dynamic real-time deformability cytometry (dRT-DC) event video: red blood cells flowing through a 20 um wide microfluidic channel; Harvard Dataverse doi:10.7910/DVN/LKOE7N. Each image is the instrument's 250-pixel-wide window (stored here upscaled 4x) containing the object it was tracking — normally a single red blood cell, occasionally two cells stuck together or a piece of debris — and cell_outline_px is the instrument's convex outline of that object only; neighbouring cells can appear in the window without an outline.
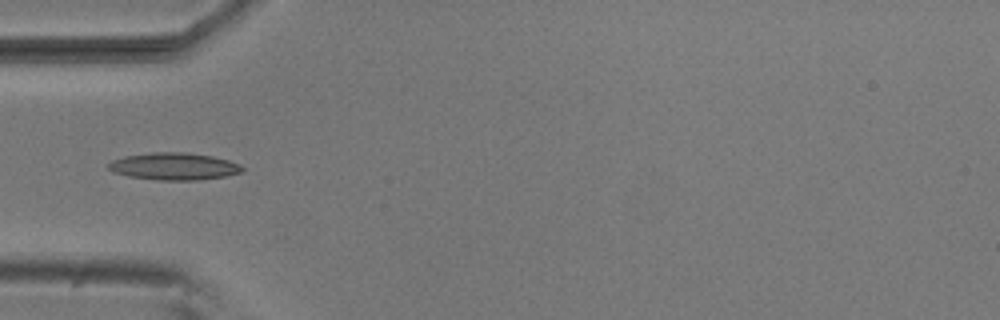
{"species": "common noctule bat (a hibernating species)", "species_latin": "Nyctalus noctula", "temperature_condition": "room temperature", "stored_images_in_passage": 4, "camera_frame_rate_fps": 3000, "um_per_image_px": 0.085, "animal": {"sex": "male", "body_mass_g": 20.5, "forearm_length_mm": 52.5}, "frame": {"image": 1, "passage_image": 4, "time_ms": 1.0, "image_size_px": [1000, 320], "cell_outline_px": [[244, 172], [224, 176], [200, 180], [156, 180], [128, 176], [112, 172], [108, 168], [108, 164], [112, 160], [124, 156], [152, 152], [188, 152], [212, 156], [228, 160], [240, 164], [244, 168]], "centroid_in_image_um": [14.79, 14.14], "position_along_channel_um": 70.2, "area_um2": 21.39}}